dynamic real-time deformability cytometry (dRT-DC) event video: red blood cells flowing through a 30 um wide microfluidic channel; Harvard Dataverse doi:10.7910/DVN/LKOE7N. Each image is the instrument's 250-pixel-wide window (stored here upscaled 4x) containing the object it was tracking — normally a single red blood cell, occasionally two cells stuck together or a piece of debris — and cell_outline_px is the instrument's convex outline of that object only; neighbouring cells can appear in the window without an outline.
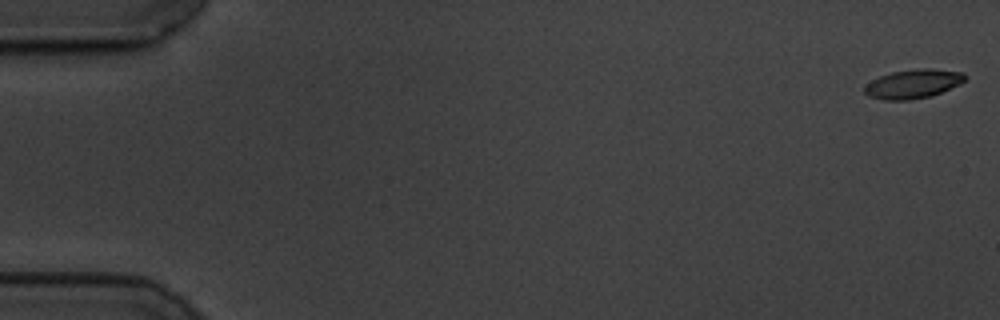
{"species": "common noctule bat (a hibernating species)", "species_latin": "Nyctalus noctula", "temperature_condition": "cold", "stored_images_in_passage": 59, "camera_frame_rate_fps": 3000, "um_per_image_px": 0.085, "animal": {"sex": "male", "body_mass_g": 19.5, "forearm_length_mm": 54.6}, "frame": {"image": 1, "passage_image": 1, "time_ms": 0.0, "image_size_px": [1000, 320], "cell_outline_px": [[968, 76], [960, 84], [932, 96], [908, 100], [884, 100], [868, 96], [864, 92], [864, 84], [880, 76], [892, 72], [920, 68], [928, 68], [964, 72]], "centroid_in_image_um": [77.61, 7.13], "position_along_channel_um": 7.4, "area_um2": 17.11}}
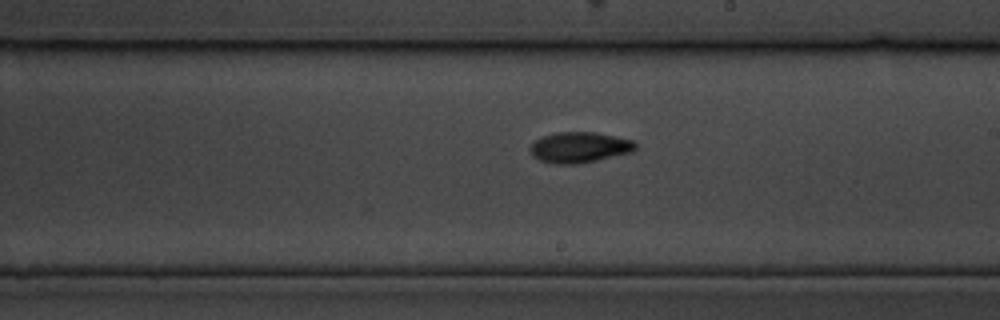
{"frame": {"image": 2, "passage_image": 34, "time_ms": 11.0, "image_size_px": [1000, 320], "cell_outline_px": [[636, 148], [632, 152], [596, 160], [576, 164], [556, 164], [540, 160], [532, 156], [528, 148], [540, 136], [556, 132], [592, 132], [616, 136], [632, 140], [636, 144]], "centroid_in_image_um": [49.22, 12.52], "position_along_channel_um": 239.8, "area_um2": 18.84}}
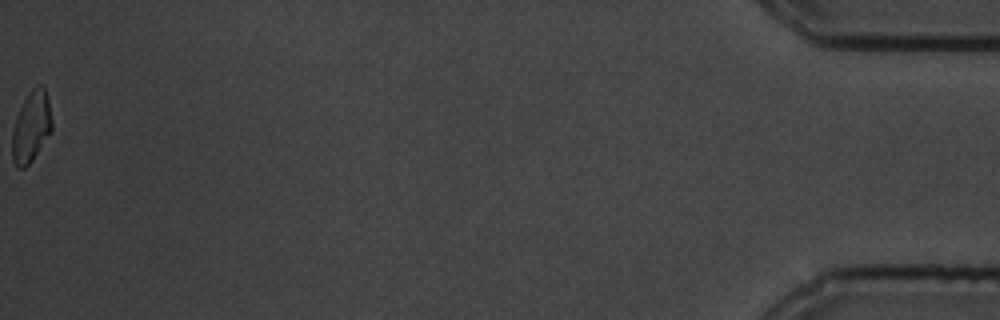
{"frame": {"image": 3, "passage_image": 59, "time_ms": 19.333, "image_size_px": [1000, 320], "cell_outline_px": [[52, 128], [32, 160], [24, 168], [16, 168], [12, 160], [12, 128], [16, 116], [28, 92], [36, 84], [44, 84], [48, 100], [52, 120]], "centroid_in_image_um": [2.63, 10.74], "position_along_channel_um": 432.6, "area_um2": 16.42}, "authors_computed_cell_mechanics": {"area_um2": 17.1666, "velocity_mm_per_s": 3.4638, "shape_relaxation_time_tau1_ms": 4.3365, "shape_relaxation_time_tau2_ms": null, "deformation_change_tau1": 0.1452, "deformation_change_tau2": null}}